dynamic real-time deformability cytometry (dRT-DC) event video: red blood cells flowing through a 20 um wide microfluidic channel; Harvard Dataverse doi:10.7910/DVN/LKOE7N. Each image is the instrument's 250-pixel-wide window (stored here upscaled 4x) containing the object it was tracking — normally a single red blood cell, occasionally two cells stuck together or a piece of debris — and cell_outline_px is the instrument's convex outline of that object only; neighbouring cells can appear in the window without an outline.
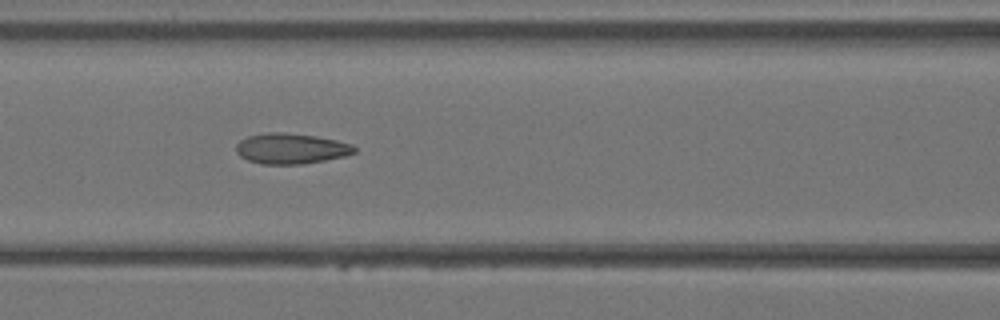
{"species": "Egyptian fruit bat (a non-hibernating species)", "species_latin": "Rousettus aegyptiacus", "temperature_condition": "warm", "stored_images_in_passage": 28, "camera_frame_rate_fps": 3000, "um_per_image_px": 0.085, "animal": {"sex": "female"}, "frame": {"image": 1, "passage_image": 8, "time_ms": 2.333, "image_size_px": [1000, 320], "cell_outline_px": [[356, 152], [344, 156], [304, 164], [260, 164], [248, 160], [240, 156], [236, 152], [236, 144], [240, 140], [248, 136], [268, 132], [284, 132], [316, 136], [336, 140], [352, 144], [356, 148]], "centroid_in_image_um": [24.72, 12.62], "position_along_channel_um": 141.9, "area_um2": 21.1}}
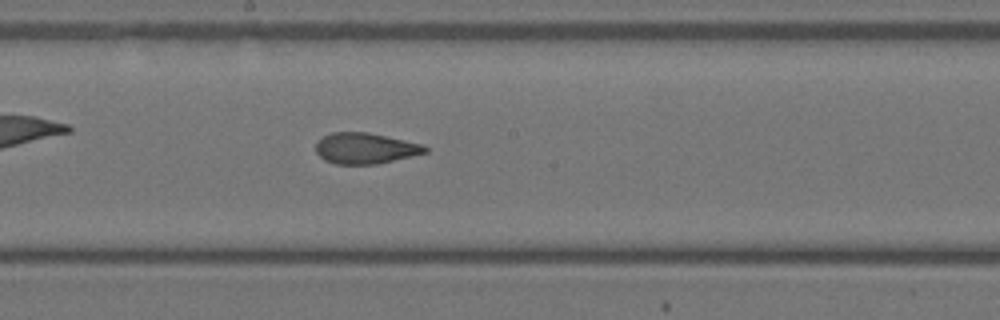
{"frame": {"image": 2, "passage_image": 12, "time_ms": 3.667, "image_size_px": [1000, 320], "cell_outline_px": [[428, 152], [376, 164], [336, 164], [324, 160], [316, 152], [316, 140], [332, 132], [368, 132], [424, 144], [428, 148]], "centroid_in_image_um": [31.04, 12.6], "position_along_channel_um": 217.2, "area_um2": 19.71}}
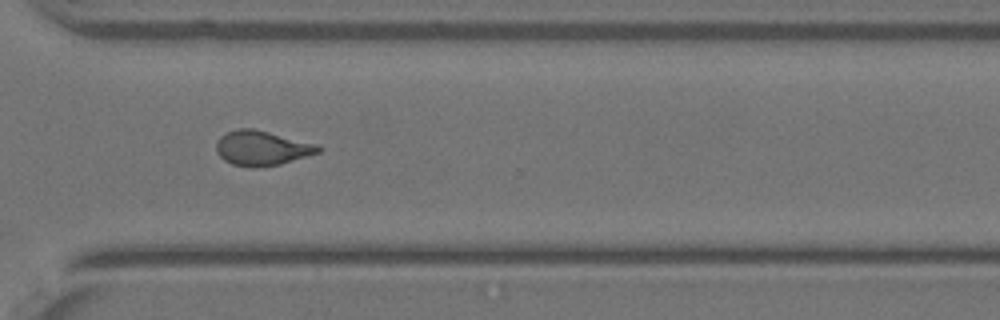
{"frame": {"image": 3, "passage_image": 19, "time_ms": 6.0, "image_size_px": [1000, 320], "cell_outline_px": [[324, 148], [320, 152], [280, 164], [252, 168], [232, 164], [224, 160], [216, 152], [216, 140], [220, 136], [236, 128], [252, 128], [316, 144]], "centroid_in_image_um": [22.23, 12.59], "position_along_channel_um": 348.4, "area_um2": 20.58}}